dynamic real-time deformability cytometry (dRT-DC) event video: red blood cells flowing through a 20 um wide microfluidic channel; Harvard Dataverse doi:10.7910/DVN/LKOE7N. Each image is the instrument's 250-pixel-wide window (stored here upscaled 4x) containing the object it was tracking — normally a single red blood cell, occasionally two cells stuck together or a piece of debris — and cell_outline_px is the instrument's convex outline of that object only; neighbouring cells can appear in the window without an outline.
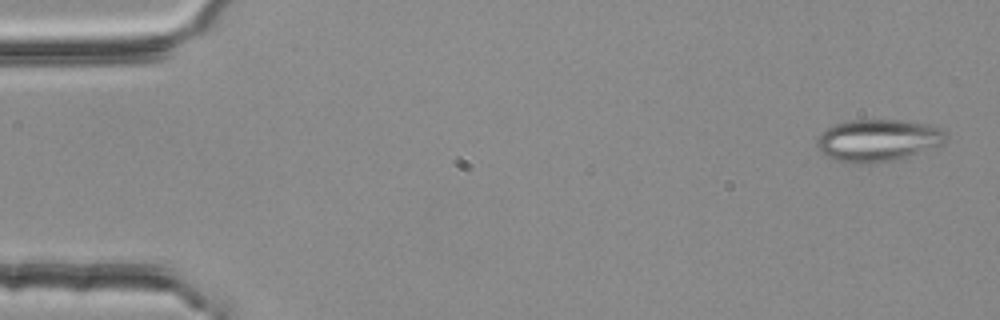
{"species": "common noctule bat (a hibernating species)", "species_latin": "Nyctalus noctula", "temperature_condition": "room temperature", "stored_images_in_passage": 4, "camera_frame_rate_fps": 3000, "um_per_image_px": 0.085, "animal": {"sex": "female", "body_mass_g": 25.1}, "frame": {"image": 1, "passage_image": 1, "time_ms": 0.0, "image_size_px": [1000, 320], "cell_outline_px": [[948, 136], [944, 144], [892, 160], [868, 164], [844, 164], [824, 156], [816, 144], [816, 140], [820, 132], [836, 124], [852, 120], [900, 120], [928, 124], [940, 128]], "centroid_in_image_um": [74.57, 11.94], "position_along_channel_um": 10.4, "area_um2": 31.79}}
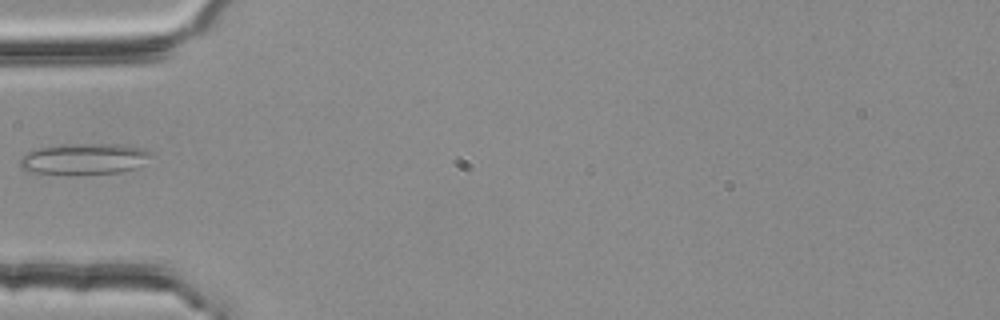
{"frame": {"image": 2, "passage_image": 4, "time_ms": 1.0, "image_size_px": [1000, 320], "cell_outline_px": [[152, 152], [136, 168], [120, 172], [36, 172], [20, 168], [20, 160], [28, 152], [40, 148], [68, 144], [116, 144], [144, 148]], "centroid_in_image_um": [7.18, 13.47], "position_along_channel_um": 77.8, "area_um2": 22.48}}